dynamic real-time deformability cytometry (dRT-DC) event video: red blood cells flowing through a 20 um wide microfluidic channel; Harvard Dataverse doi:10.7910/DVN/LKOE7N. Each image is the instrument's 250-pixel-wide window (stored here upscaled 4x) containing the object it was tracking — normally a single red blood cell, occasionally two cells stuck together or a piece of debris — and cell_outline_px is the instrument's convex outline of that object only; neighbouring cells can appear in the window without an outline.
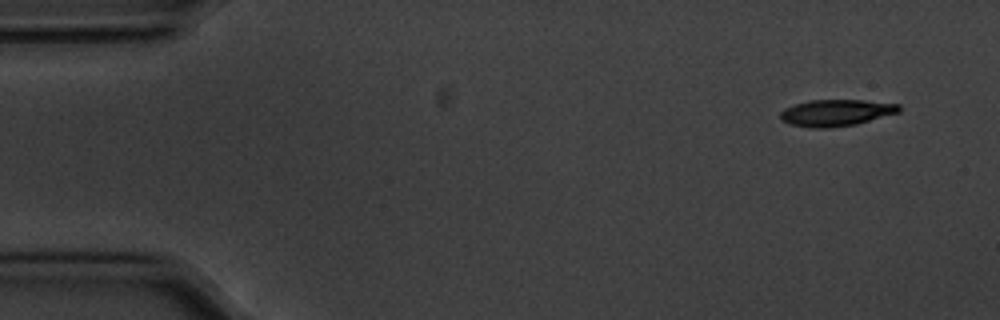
{"species": "common noctule bat (a hibernating species)", "species_latin": "Nyctalus noctula", "temperature_condition": "cold", "stored_images_in_passage": 51, "camera_frame_rate_fps": 3000, "um_per_image_px": 0.085, "animal": {"sex": "male", "body_mass_g": 20.1, "forearm_length_mm": 53.5}, "frame": {"image": 1, "passage_image": 1, "time_ms": 0.0, "image_size_px": [1000, 320], "cell_outline_px": [[900, 112], [856, 124], [828, 128], [808, 128], [788, 124], [780, 120], [780, 112], [784, 108], [796, 104], [812, 100], [864, 100], [900, 104]], "centroid_in_image_um": [71.04, 9.59], "position_along_channel_um": 14.0, "area_um2": 18.5}}
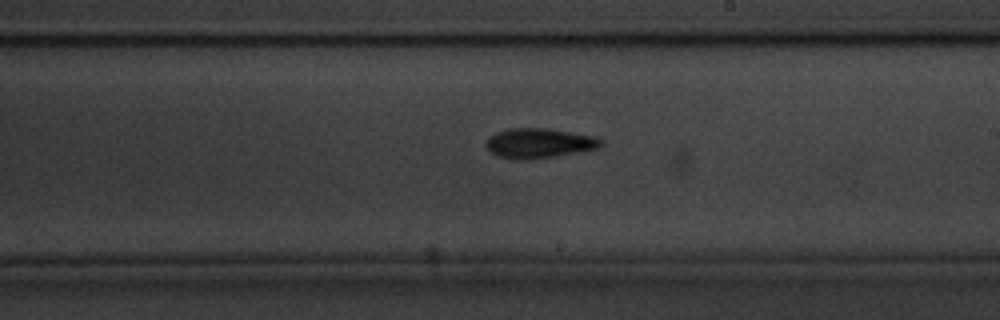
{"frame": {"image": 2, "passage_image": 29, "time_ms": 9.333, "image_size_px": [1000, 320], "cell_outline_px": [[604, 144], [596, 148], [556, 156], [524, 160], [500, 156], [492, 152], [484, 144], [488, 136], [496, 132], [508, 128], [548, 128], [596, 136], [604, 140]], "centroid_in_image_um": [45.83, 12.15], "position_along_channel_um": 243.2, "area_um2": 19.94}}
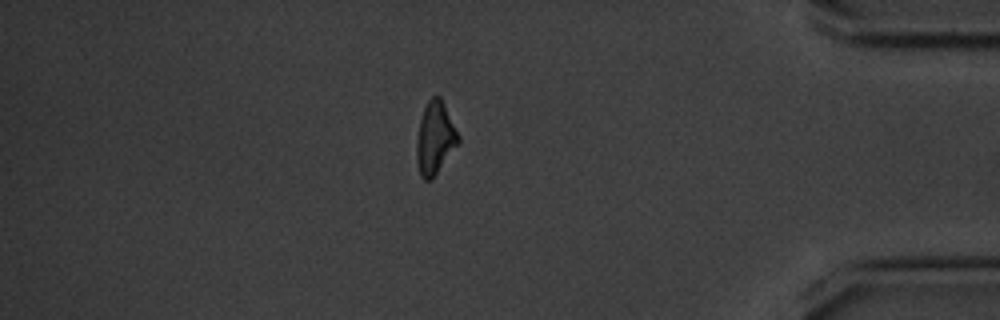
{"frame": {"image": 3, "passage_image": 45, "time_ms": 14.667, "image_size_px": [1000, 320], "cell_outline_px": [[460, 144], [432, 180], [424, 180], [420, 176], [416, 160], [416, 140], [420, 120], [424, 108], [428, 100], [432, 96], [440, 96], [460, 136]], "centroid_in_image_um": [36.99, 11.78], "position_along_channel_um": 398.2, "area_um2": 17.98}}